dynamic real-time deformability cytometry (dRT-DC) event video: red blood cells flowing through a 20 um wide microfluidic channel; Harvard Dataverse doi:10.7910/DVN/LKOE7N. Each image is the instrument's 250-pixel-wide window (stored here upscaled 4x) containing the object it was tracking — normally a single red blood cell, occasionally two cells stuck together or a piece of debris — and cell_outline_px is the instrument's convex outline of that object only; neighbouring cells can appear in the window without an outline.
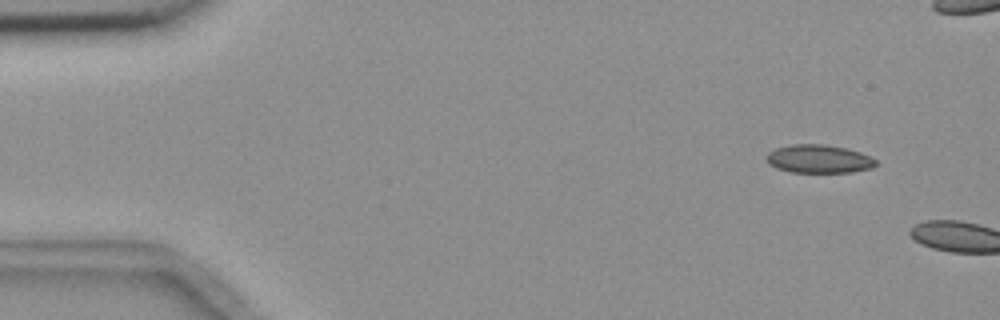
{"species": "common noctule bat (a hibernating species)", "species_latin": "Nyctalus noctula", "temperature_condition": "room temperature", "stored_images_in_passage": 2, "camera_frame_rate_fps": 3000, "um_per_image_px": 0.085, "animal": {"sex": "female", "body_mass_g": 18.4}, "frame": {"image": 1, "passage_image": 1, "time_ms": 0.0, "image_size_px": [1000, 320], "cell_outline_px": [[876, 164], [872, 168], [852, 172], [792, 172], [776, 168], [768, 164], [764, 156], [768, 152], [776, 148], [792, 144], [824, 144], [844, 148], [860, 152], [876, 160]], "centroid_in_image_um": [69.55, 13.51], "position_along_channel_um": 15.5, "area_um2": 18.03}}